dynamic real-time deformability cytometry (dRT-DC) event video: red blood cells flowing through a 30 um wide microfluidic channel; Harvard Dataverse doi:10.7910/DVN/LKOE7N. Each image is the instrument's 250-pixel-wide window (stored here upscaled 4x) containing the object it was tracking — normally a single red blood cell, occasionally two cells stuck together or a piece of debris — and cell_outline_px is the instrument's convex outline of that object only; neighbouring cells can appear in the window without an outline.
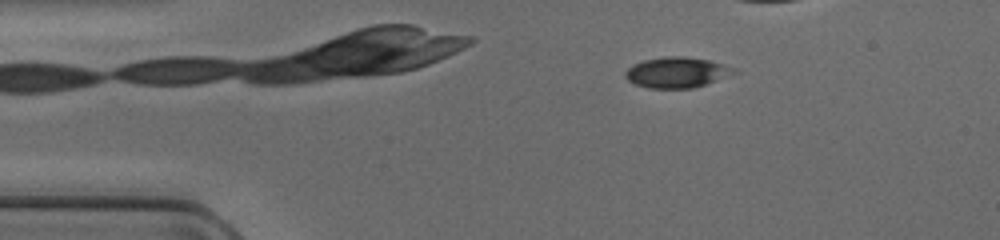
{"species": "common noctule bat (a hibernating species)", "species_latin": "Nyctalus noctula", "temperature_condition": "cold", "stored_images_in_passage": 31, "camera_frame_rate_fps": 3000, "um_per_image_px": 0.085, "animal": {"sex": "female", "body_mass_g": 17.0, "forearm_length_mm": 48.0}, "frame": {"image": 1, "passage_image": 1, "time_ms": 0.0, "image_size_px": [1000, 240], "cell_outline_px": [[740, 72], [692, 88], [648, 88], [636, 84], [628, 80], [624, 76], [624, 72], [632, 64], [644, 60], [664, 56], [684, 56], [708, 60], [724, 64]], "centroid_in_image_um": [57.5, 6.14], "position_along_channel_um": 27.5, "area_um2": 19.31}}
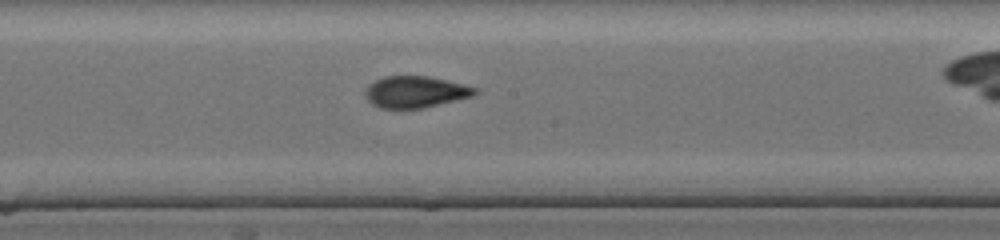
{"frame": {"image": 2, "passage_image": 18, "time_ms": 5.667, "image_size_px": [1000, 240], "cell_outline_px": [[480, 92], [472, 96], [424, 108], [380, 108], [372, 104], [368, 100], [364, 92], [368, 84], [384, 76], [428, 76], [448, 80], [464, 84], [476, 88]], "centroid_in_image_um": [35.31, 7.8], "position_along_channel_um": 212.9, "area_um2": 20.23}}
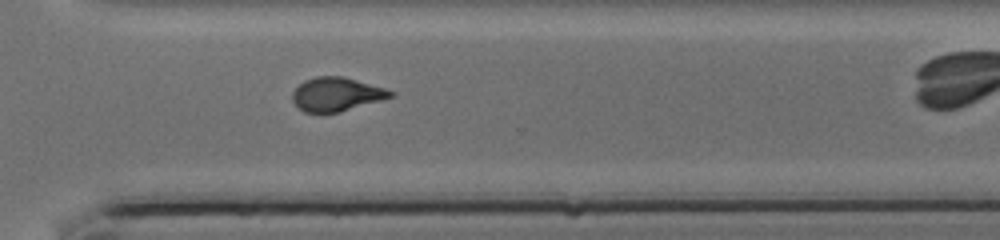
{"frame": {"image": 3, "passage_image": 27, "time_ms": 8.667, "image_size_px": [1000, 240], "cell_outline_px": [[396, 96], [340, 112], [320, 116], [304, 112], [292, 100], [292, 92], [304, 80], [316, 76], [340, 76], [384, 88], [396, 92]], "centroid_in_image_um": [28.58, 8.06], "position_along_channel_um": 342.0, "area_um2": 19.65}}